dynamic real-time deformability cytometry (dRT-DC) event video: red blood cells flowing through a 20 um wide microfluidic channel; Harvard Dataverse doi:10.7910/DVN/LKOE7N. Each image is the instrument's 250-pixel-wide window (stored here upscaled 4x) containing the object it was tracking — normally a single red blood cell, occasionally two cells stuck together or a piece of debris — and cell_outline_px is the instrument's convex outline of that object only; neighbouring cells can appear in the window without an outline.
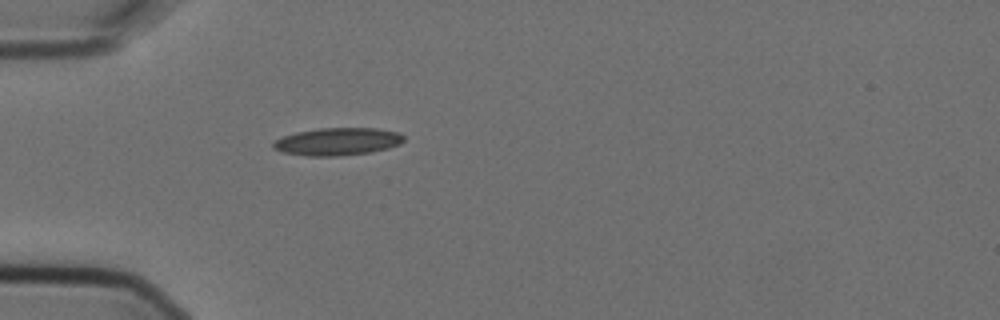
{"species": "Egyptian fruit bat (a non-hibernating species)", "species_latin": "Rousettus aegyptiacus", "temperature_condition": "cold", "stored_images_in_passage": 1, "camera_frame_rate_fps": 3000, "um_per_image_px": 0.085, "animal": {"sex": "female"}, "frame": {"image": 1, "passage_image": 1, "time_ms": 0.0, "image_size_px": [1000, 320], "cell_outline_px": [[404, 140], [400, 144], [388, 148], [372, 152], [336, 156], [308, 156], [280, 152], [272, 148], [272, 144], [276, 140], [284, 136], [296, 132], [320, 128], [376, 128], [400, 132], [404, 136]], "centroid_in_image_um": [28.7, 12.03], "position_along_channel_um": 56.3, "area_um2": 21.1}}